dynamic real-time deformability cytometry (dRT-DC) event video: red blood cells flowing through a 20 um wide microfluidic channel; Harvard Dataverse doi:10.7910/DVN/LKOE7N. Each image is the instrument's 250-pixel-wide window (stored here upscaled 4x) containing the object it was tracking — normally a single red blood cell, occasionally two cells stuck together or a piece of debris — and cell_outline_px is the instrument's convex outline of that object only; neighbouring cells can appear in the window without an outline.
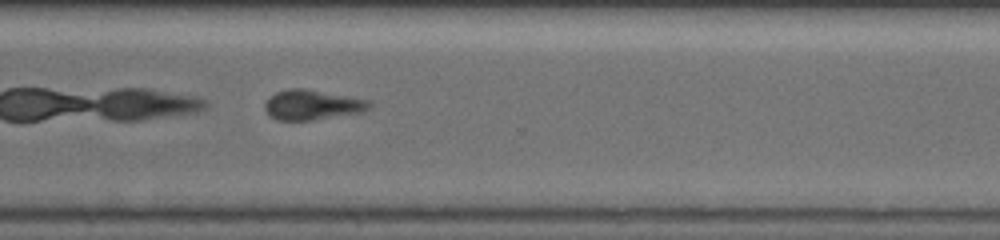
{"species": "common noctule bat (a hibernating species)", "species_latin": "Nyctalus noctula", "temperature_condition": "warm", "stored_images_in_passage": 37, "camera_frame_rate_fps": 3000, "um_per_image_px": 0.085, "animal": {"sex": "female", "body_mass_g": 19.5, "forearm_length_mm": 54.1}, "frame": {"image": 1, "passage_image": 27, "time_ms": 8.667, "image_size_px": [1000, 240], "cell_outline_px": [[372, 108], [360, 112], [312, 120], [276, 120], [268, 116], [264, 108], [264, 104], [268, 96], [276, 92], [288, 88], [304, 88], [368, 100], [372, 104]], "centroid_in_image_um": [26.47, 8.91], "position_along_channel_um": 344.1, "area_um2": 18.32}, "authors_computed_cell_mechanics": {"area_um2": 18.3804, "velocity_mm_per_s": 3.1738, "shape_relaxation_time_tau1_ms": 2.7572, "shape_relaxation_time_tau2_ms": 5.5372, "deformation_change_tau1": 0.1135, "deformation_change_tau2": 0.1447}}